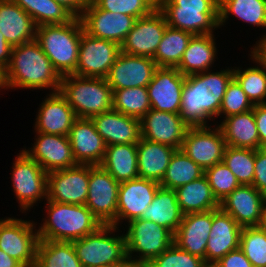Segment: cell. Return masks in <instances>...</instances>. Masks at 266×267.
Returning a JSON list of instances; mask_svg holds the SVG:
<instances>
[{
	"instance_id": "obj_38",
	"label": "cell",
	"mask_w": 266,
	"mask_h": 267,
	"mask_svg": "<svg viewBox=\"0 0 266 267\" xmlns=\"http://www.w3.org/2000/svg\"><path fill=\"white\" fill-rule=\"evenodd\" d=\"M192 36L191 33L167 26L153 57L157 66L176 68Z\"/></svg>"
},
{
	"instance_id": "obj_18",
	"label": "cell",
	"mask_w": 266,
	"mask_h": 267,
	"mask_svg": "<svg viewBox=\"0 0 266 267\" xmlns=\"http://www.w3.org/2000/svg\"><path fill=\"white\" fill-rule=\"evenodd\" d=\"M185 77L177 68L158 67L147 86L151 109L180 114Z\"/></svg>"
},
{
	"instance_id": "obj_27",
	"label": "cell",
	"mask_w": 266,
	"mask_h": 267,
	"mask_svg": "<svg viewBox=\"0 0 266 267\" xmlns=\"http://www.w3.org/2000/svg\"><path fill=\"white\" fill-rule=\"evenodd\" d=\"M50 93L38 111L35 123L36 132L68 136L77 117L59 92Z\"/></svg>"
},
{
	"instance_id": "obj_3",
	"label": "cell",
	"mask_w": 266,
	"mask_h": 267,
	"mask_svg": "<svg viewBox=\"0 0 266 267\" xmlns=\"http://www.w3.org/2000/svg\"><path fill=\"white\" fill-rule=\"evenodd\" d=\"M46 201L47 219L37 230L40 240L72 242L102 226L86 205Z\"/></svg>"
},
{
	"instance_id": "obj_32",
	"label": "cell",
	"mask_w": 266,
	"mask_h": 267,
	"mask_svg": "<svg viewBox=\"0 0 266 267\" xmlns=\"http://www.w3.org/2000/svg\"><path fill=\"white\" fill-rule=\"evenodd\" d=\"M216 53L214 34L193 35L176 68L185 76L209 71Z\"/></svg>"
},
{
	"instance_id": "obj_48",
	"label": "cell",
	"mask_w": 266,
	"mask_h": 267,
	"mask_svg": "<svg viewBox=\"0 0 266 267\" xmlns=\"http://www.w3.org/2000/svg\"><path fill=\"white\" fill-rule=\"evenodd\" d=\"M252 185L266 195V148L255 150V170Z\"/></svg>"
},
{
	"instance_id": "obj_1",
	"label": "cell",
	"mask_w": 266,
	"mask_h": 267,
	"mask_svg": "<svg viewBox=\"0 0 266 267\" xmlns=\"http://www.w3.org/2000/svg\"><path fill=\"white\" fill-rule=\"evenodd\" d=\"M232 79V68L187 75L181 99L183 120L189 126H207V119L219 116L222 99Z\"/></svg>"
},
{
	"instance_id": "obj_46",
	"label": "cell",
	"mask_w": 266,
	"mask_h": 267,
	"mask_svg": "<svg viewBox=\"0 0 266 267\" xmlns=\"http://www.w3.org/2000/svg\"><path fill=\"white\" fill-rule=\"evenodd\" d=\"M149 267H206L204 260L172 244L161 255L153 258Z\"/></svg>"
},
{
	"instance_id": "obj_34",
	"label": "cell",
	"mask_w": 266,
	"mask_h": 267,
	"mask_svg": "<svg viewBox=\"0 0 266 267\" xmlns=\"http://www.w3.org/2000/svg\"><path fill=\"white\" fill-rule=\"evenodd\" d=\"M101 166L119 183L138 178L137 144L106 146Z\"/></svg>"
},
{
	"instance_id": "obj_5",
	"label": "cell",
	"mask_w": 266,
	"mask_h": 267,
	"mask_svg": "<svg viewBox=\"0 0 266 267\" xmlns=\"http://www.w3.org/2000/svg\"><path fill=\"white\" fill-rule=\"evenodd\" d=\"M59 93L78 118H91L113 109V91L106 78L62 76Z\"/></svg>"
},
{
	"instance_id": "obj_23",
	"label": "cell",
	"mask_w": 266,
	"mask_h": 267,
	"mask_svg": "<svg viewBox=\"0 0 266 267\" xmlns=\"http://www.w3.org/2000/svg\"><path fill=\"white\" fill-rule=\"evenodd\" d=\"M242 227L221 208L212 210V227L206 247V265L213 266L227 253L240 248Z\"/></svg>"
},
{
	"instance_id": "obj_25",
	"label": "cell",
	"mask_w": 266,
	"mask_h": 267,
	"mask_svg": "<svg viewBox=\"0 0 266 267\" xmlns=\"http://www.w3.org/2000/svg\"><path fill=\"white\" fill-rule=\"evenodd\" d=\"M91 120L106 146L138 144L141 139L140 119L114 109L94 115Z\"/></svg>"
},
{
	"instance_id": "obj_42",
	"label": "cell",
	"mask_w": 266,
	"mask_h": 267,
	"mask_svg": "<svg viewBox=\"0 0 266 267\" xmlns=\"http://www.w3.org/2000/svg\"><path fill=\"white\" fill-rule=\"evenodd\" d=\"M240 185H252L255 170V150L226 146L223 161Z\"/></svg>"
},
{
	"instance_id": "obj_15",
	"label": "cell",
	"mask_w": 266,
	"mask_h": 267,
	"mask_svg": "<svg viewBox=\"0 0 266 267\" xmlns=\"http://www.w3.org/2000/svg\"><path fill=\"white\" fill-rule=\"evenodd\" d=\"M89 165L48 173L47 199L54 202L85 205L88 196Z\"/></svg>"
},
{
	"instance_id": "obj_55",
	"label": "cell",
	"mask_w": 266,
	"mask_h": 267,
	"mask_svg": "<svg viewBox=\"0 0 266 267\" xmlns=\"http://www.w3.org/2000/svg\"><path fill=\"white\" fill-rule=\"evenodd\" d=\"M116 267H149V264L147 262L136 261L127 258L123 263L118 264Z\"/></svg>"
},
{
	"instance_id": "obj_54",
	"label": "cell",
	"mask_w": 266,
	"mask_h": 267,
	"mask_svg": "<svg viewBox=\"0 0 266 267\" xmlns=\"http://www.w3.org/2000/svg\"><path fill=\"white\" fill-rule=\"evenodd\" d=\"M256 44L253 50L266 62V34Z\"/></svg>"
},
{
	"instance_id": "obj_51",
	"label": "cell",
	"mask_w": 266,
	"mask_h": 267,
	"mask_svg": "<svg viewBox=\"0 0 266 267\" xmlns=\"http://www.w3.org/2000/svg\"><path fill=\"white\" fill-rule=\"evenodd\" d=\"M12 48L13 47L6 41L2 32H0V69L3 72L10 63Z\"/></svg>"
},
{
	"instance_id": "obj_39",
	"label": "cell",
	"mask_w": 266,
	"mask_h": 267,
	"mask_svg": "<svg viewBox=\"0 0 266 267\" xmlns=\"http://www.w3.org/2000/svg\"><path fill=\"white\" fill-rule=\"evenodd\" d=\"M230 14L266 28V0H219V26L224 25Z\"/></svg>"
},
{
	"instance_id": "obj_24",
	"label": "cell",
	"mask_w": 266,
	"mask_h": 267,
	"mask_svg": "<svg viewBox=\"0 0 266 267\" xmlns=\"http://www.w3.org/2000/svg\"><path fill=\"white\" fill-rule=\"evenodd\" d=\"M77 164L101 165L106 145L91 118H76L68 135Z\"/></svg>"
},
{
	"instance_id": "obj_37",
	"label": "cell",
	"mask_w": 266,
	"mask_h": 267,
	"mask_svg": "<svg viewBox=\"0 0 266 267\" xmlns=\"http://www.w3.org/2000/svg\"><path fill=\"white\" fill-rule=\"evenodd\" d=\"M30 15L36 24L61 25L72 21L75 16L54 0H12Z\"/></svg>"
},
{
	"instance_id": "obj_9",
	"label": "cell",
	"mask_w": 266,
	"mask_h": 267,
	"mask_svg": "<svg viewBox=\"0 0 266 267\" xmlns=\"http://www.w3.org/2000/svg\"><path fill=\"white\" fill-rule=\"evenodd\" d=\"M34 225L22 219H0V249L24 267H35L36 263L40 239Z\"/></svg>"
},
{
	"instance_id": "obj_41",
	"label": "cell",
	"mask_w": 266,
	"mask_h": 267,
	"mask_svg": "<svg viewBox=\"0 0 266 267\" xmlns=\"http://www.w3.org/2000/svg\"><path fill=\"white\" fill-rule=\"evenodd\" d=\"M113 91V109L137 119L151 110L147 87H133Z\"/></svg>"
},
{
	"instance_id": "obj_45",
	"label": "cell",
	"mask_w": 266,
	"mask_h": 267,
	"mask_svg": "<svg viewBox=\"0 0 266 267\" xmlns=\"http://www.w3.org/2000/svg\"><path fill=\"white\" fill-rule=\"evenodd\" d=\"M98 8L114 13L127 14L141 18L152 13L158 6V0H89Z\"/></svg>"
},
{
	"instance_id": "obj_35",
	"label": "cell",
	"mask_w": 266,
	"mask_h": 267,
	"mask_svg": "<svg viewBox=\"0 0 266 267\" xmlns=\"http://www.w3.org/2000/svg\"><path fill=\"white\" fill-rule=\"evenodd\" d=\"M251 58L260 65L240 70L233 69V78L239 83L253 105L266 104V62L251 50Z\"/></svg>"
},
{
	"instance_id": "obj_12",
	"label": "cell",
	"mask_w": 266,
	"mask_h": 267,
	"mask_svg": "<svg viewBox=\"0 0 266 267\" xmlns=\"http://www.w3.org/2000/svg\"><path fill=\"white\" fill-rule=\"evenodd\" d=\"M120 52L121 48L117 43L92 37L83 30L74 74L82 77L106 78Z\"/></svg>"
},
{
	"instance_id": "obj_30",
	"label": "cell",
	"mask_w": 266,
	"mask_h": 267,
	"mask_svg": "<svg viewBox=\"0 0 266 267\" xmlns=\"http://www.w3.org/2000/svg\"><path fill=\"white\" fill-rule=\"evenodd\" d=\"M224 118L218 126L227 146L254 150L261 148L253 109Z\"/></svg>"
},
{
	"instance_id": "obj_16",
	"label": "cell",
	"mask_w": 266,
	"mask_h": 267,
	"mask_svg": "<svg viewBox=\"0 0 266 267\" xmlns=\"http://www.w3.org/2000/svg\"><path fill=\"white\" fill-rule=\"evenodd\" d=\"M167 26L166 19L158 8L149 15L138 18L120 45L121 52L153 59Z\"/></svg>"
},
{
	"instance_id": "obj_29",
	"label": "cell",
	"mask_w": 266,
	"mask_h": 267,
	"mask_svg": "<svg viewBox=\"0 0 266 267\" xmlns=\"http://www.w3.org/2000/svg\"><path fill=\"white\" fill-rule=\"evenodd\" d=\"M175 148L141 138L137 144L139 178L160 184Z\"/></svg>"
},
{
	"instance_id": "obj_26",
	"label": "cell",
	"mask_w": 266,
	"mask_h": 267,
	"mask_svg": "<svg viewBox=\"0 0 266 267\" xmlns=\"http://www.w3.org/2000/svg\"><path fill=\"white\" fill-rule=\"evenodd\" d=\"M212 227V210L183 215L173 243L191 255L198 256L206 264V247Z\"/></svg>"
},
{
	"instance_id": "obj_11",
	"label": "cell",
	"mask_w": 266,
	"mask_h": 267,
	"mask_svg": "<svg viewBox=\"0 0 266 267\" xmlns=\"http://www.w3.org/2000/svg\"><path fill=\"white\" fill-rule=\"evenodd\" d=\"M13 188L21 210L47 199L48 173L23 150L13 163Z\"/></svg>"
},
{
	"instance_id": "obj_8",
	"label": "cell",
	"mask_w": 266,
	"mask_h": 267,
	"mask_svg": "<svg viewBox=\"0 0 266 267\" xmlns=\"http://www.w3.org/2000/svg\"><path fill=\"white\" fill-rule=\"evenodd\" d=\"M125 235L127 258L149 263L173 244L174 235L153 221L136 218L128 224ZM138 253V259L132 253ZM141 253V254H140ZM136 258V259H135Z\"/></svg>"
},
{
	"instance_id": "obj_53",
	"label": "cell",
	"mask_w": 266,
	"mask_h": 267,
	"mask_svg": "<svg viewBox=\"0 0 266 267\" xmlns=\"http://www.w3.org/2000/svg\"><path fill=\"white\" fill-rule=\"evenodd\" d=\"M0 267H24L15 258L10 257L3 250L0 249Z\"/></svg>"
},
{
	"instance_id": "obj_10",
	"label": "cell",
	"mask_w": 266,
	"mask_h": 267,
	"mask_svg": "<svg viewBox=\"0 0 266 267\" xmlns=\"http://www.w3.org/2000/svg\"><path fill=\"white\" fill-rule=\"evenodd\" d=\"M117 182L101 165H89L86 206L102 225L115 226L118 191Z\"/></svg>"
},
{
	"instance_id": "obj_47",
	"label": "cell",
	"mask_w": 266,
	"mask_h": 267,
	"mask_svg": "<svg viewBox=\"0 0 266 267\" xmlns=\"http://www.w3.org/2000/svg\"><path fill=\"white\" fill-rule=\"evenodd\" d=\"M254 105L248 99L239 83L233 78L227 86L221 102L219 116L225 117L241 114L252 110Z\"/></svg>"
},
{
	"instance_id": "obj_2",
	"label": "cell",
	"mask_w": 266,
	"mask_h": 267,
	"mask_svg": "<svg viewBox=\"0 0 266 267\" xmlns=\"http://www.w3.org/2000/svg\"><path fill=\"white\" fill-rule=\"evenodd\" d=\"M6 88H52L59 92L61 76L42 51L36 39L12 48L11 59L4 70Z\"/></svg>"
},
{
	"instance_id": "obj_36",
	"label": "cell",
	"mask_w": 266,
	"mask_h": 267,
	"mask_svg": "<svg viewBox=\"0 0 266 267\" xmlns=\"http://www.w3.org/2000/svg\"><path fill=\"white\" fill-rule=\"evenodd\" d=\"M35 267H83L72 242L40 240Z\"/></svg>"
},
{
	"instance_id": "obj_43",
	"label": "cell",
	"mask_w": 266,
	"mask_h": 267,
	"mask_svg": "<svg viewBox=\"0 0 266 267\" xmlns=\"http://www.w3.org/2000/svg\"><path fill=\"white\" fill-rule=\"evenodd\" d=\"M240 249L253 267H266V228L264 226L242 228Z\"/></svg>"
},
{
	"instance_id": "obj_13",
	"label": "cell",
	"mask_w": 266,
	"mask_h": 267,
	"mask_svg": "<svg viewBox=\"0 0 266 267\" xmlns=\"http://www.w3.org/2000/svg\"><path fill=\"white\" fill-rule=\"evenodd\" d=\"M190 126L181 150L203 170L223 161L226 141L219 126Z\"/></svg>"
},
{
	"instance_id": "obj_31",
	"label": "cell",
	"mask_w": 266,
	"mask_h": 267,
	"mask_svg": "<svg viewBox=\"0 0 266 267\" xmlns=\"http://www.w3.org/2000/svg\"><path fill=\"white\" fill-rule=\"evenodd\" d=\"M140 219L153 221L174 235L183 219L175 190L160 186Z\"/></svg>"
},
{
	"instance_id": "obj_17",
	"label": "cell",
	"mask_w": 266,
	"mask_h": 267,
	"mask_svg": "<svg viewBox=\"0 0 266 267\" xmlns=\"http://www.w3.org/2000/svg\"><path fill=\"white\" fill-rule=\"evenodd\" d=\"M266 195L253 185H240L221 202L220 208L242 228L263 226Z\"/></svg>"
},
{
	"instance_id": "obj_56",
	"label": "cell",
	"mask_w": 266,
	"mask_h": 267,
	"mask_svg": "<svg viewBox=\"0 0 266 267\" xmlns=\"http://www.w3.org/2000/svg\"><path fill=\"white\" fill-rule=\"evenodd\" d=\"M0 88L6 89L4 83V72L1 69H0Z\"/></svg>"
},
{
	"instance_id": "obj_52",
	"label": "cell",
	"mask_w": 266,
	"mask_h": 267,
	"mask_svg": "<svg viewBox=\"0 0 266 267\" xmlns=\"http://www.w3.org/2000/svg\"><path fill=\"white\" fill-rule=\"evenodd\" d=\"M67 8L75 17H80L89 0H54Z\"/></svg>"
},
{
	"instance_id": "obj_33",
	"label": "cell",
	"mask_w": 266,
	"mask_h": 267,
	"mask_svg": "<svg viewBox=\"0 0 266 267\" xmlns=\"http://www.w3.org/2000/svg\"><path fill=\"white\" fill-rule=\"evenodd\" d=\"M175 193L183 215L220 208L205 175L176 188Z\"/></svg>"
},
{
	"instance_id": "obj_19",
	"label": "cell",
	"mask_w": 266,
	"mask_h": 267,
	"mask_svg": "<svg viewBox=\"0 0 266 267\" xmlns=\"http://www.w3.org/2000/svg\"><path fill=\"white\" fill-rule=\"evenodd\" d=\"M157 68L152 58L120 52L106 80L112 90L147 87Z\"/></svg>"
},
{
	"instance_id": "obj_57",
	"label": "cell",
	"mask_w": 266,
	"mask_h": 267,
	"mask_svg": "<svg viewBox=\"0 0 266 267\" xmlns=\"http://www.w3.org/2000/svg\"><path fill=\"white\" fill-rule=\"evenodd\" d=\"M263 226L266 228V202H265V212H264V223Z\"/></svg>"
},
{
	"instance_id": "obj_44",
	"label": "cell",
	"mask_w": 266,
	"mask_h": 267,
	"mask_svg": "<svg viewBox=\"0 0 266 267\" xmlns=\"http://www.w3.org/2000/svg\"><path fill=\"white\" fill-rule=\"evenodd\" d=\"M212 192L220 203L228 194L235 190L240 183L235 175L229 170V168L223 163H217L212 167L204 170Z\"/></svg>"
},
{
	"instance_id": "obj_49",
	"label": "cell",
	"mask_w": 266,
	"mask_h": 267,
	"mask_svg": "<svg viewBox=\"0 0 266 267\" xmlns=\"http://www.w3.org/2000/svg\"><path fill=\"white\" fill-rule=\"evenodd\" d=\"M214 267H253L251 262L245 256L244 252L238 248L227 253L218 262H216Z\"/></svg>"
},
{
	"instance_id": "obj_20",
	"label": "cell",
	"mask_w": 266,
	"mask_h": 267,
	"mask_svg": "<svg viewBox=\"0 0 266 267\" xmlns=\"http://www.w3.org/2000/svg\"><path fill=\"white\" fill-rule=\"evenodd\" d=\"M141 138L181 149L190 127L180 114L151 109L140 119Z\"/></svg>"
},
{
	"instance_id": "obj_7",
	"label": "cell",
	"mask_w": 266,
	"mask_h": 267,
	"mask_svg": "<svg viewBox=\"0 0 266 267\" xmlns=\"http://www.w3.org/2000/svg\"><path fill=\"white\" fill-rule=\"evenodd\" d=\"M116 229L113 225H102L94 233L72 241L83 267H116L127 259L125 235H108Z\"/></svg>"
},
{
	"instance_id": "obj_40",
	"label": "cell",
	"mask_w": 266,
	"mask_h": 267,
	"mask_svg": "<svg viewBox=\"0 0 266 267\" xmlns=\"http://www.w3.org/2000/svg\"><path fill=\"white\" fill-rule=\"evenodd\" d=\"M204 175V170L189 158L181 149L173 153L160 186L166 189L176 188L192 182Z\"/></svg>"
},
{
	"instance_id": "obj_21",
	"label": "cell",
	"mask_w": 266,
	"mask_h": 267,
	"mask_svg": "<svg viewBox=\"0 0 266 267\" xmlns=\"http://www.w3.org/2000/svg\"><path fill=\"white\" fill-rule=\"evenodd\" d=\"M36 134L38 136L33 148L23 151L47 173L78 165L68 136L41 132Z\"/></svg>"
},
{
	"instance_id": "obj_14",
	"label": "cell",
	"mask_w": 266,
	"mask_h": 267,
	"mask_svg": "<svg viewBox=\"0 0 266 267\" xmlns=\"http://www.w3.org/2000/svg\"><path fill=\"white\" fill-rule=\"evenodd\" d=\"M84 32L92 37L110 40L121 45L137 18L98 8L92 1L80 15Z\"/></svg>"
},
{
	"instance_id": "obj_28",
	"label": "cell",
	"mask_w": 266,
	"mask_h": 267,
	"mask_svg": "<svg viewBox=\"0 0 266 267\" xmlns=\"http://www.w3.org/2000/svg\"><path fill=\"white\" fill-rule=\"evenodd\" d=\"M36 28L20 6L12 0H0V32L12 47L36 39Z\"/></svg>"
},
{
	"instance_id": "obj_4",
	"label": "cell",
	"mask_w": 266,
	"mask_h": 267,
	"mask_svg": "<svg viewBox=\"0 0 266 267\" xmlns=\"http://www.w3.org/2000/svg\"><path fill=\"white\" fill-rule=\"evenodd\" d=\"M82 31L78 17L66 24L40 25L36 28V40L61 77L76 71Z\"/></svg>"
},
{
	"instance_id": "obj_50",
	"label": "cell",
	"mask_w": 266,
	"mask_h": 267,
	"mask_svg": "<svg viewBox=\"0 0 266 267\" xmlns=\"http://www.w3.org/2000/svg\"><path fill=\"white\" fill-rule=\"evenodd\" d=\"M253 113L261 148H266V104L254 105Z\"/></svg>"
},
{
	"instance_id": "obj_6",
	"label": "cell",
	"mask_w": 266,
	"mask_h": 267,
	"mask_svg": "<svg viewBox=\"0 0 266 267\" xmlns=\"http://www.w3.org/2000/svg\"><path fill=\"white\" fill-rule=\"evenodd\" d=\"M157 8L169 27L192 35L213 34L219 27V0H158Z\"/></svg>"
},
{
	"instance_id": "obj_22",
	"label": "cell",
	"mask_w": 266,
	"mask_h": 267,
	"mask_svg": "<svg viewBox=\"0 0 266 267\" xmlns=\"http://www.w3.org/2000/svg\"><path fill=\"white\" fill-rule=\"evenodd\" d=\"M160 184L145 178H136L120 183L118 205L115 219L117 227L120 220L140 218L152 202Z\"/></svg>"
}]
</instances>
